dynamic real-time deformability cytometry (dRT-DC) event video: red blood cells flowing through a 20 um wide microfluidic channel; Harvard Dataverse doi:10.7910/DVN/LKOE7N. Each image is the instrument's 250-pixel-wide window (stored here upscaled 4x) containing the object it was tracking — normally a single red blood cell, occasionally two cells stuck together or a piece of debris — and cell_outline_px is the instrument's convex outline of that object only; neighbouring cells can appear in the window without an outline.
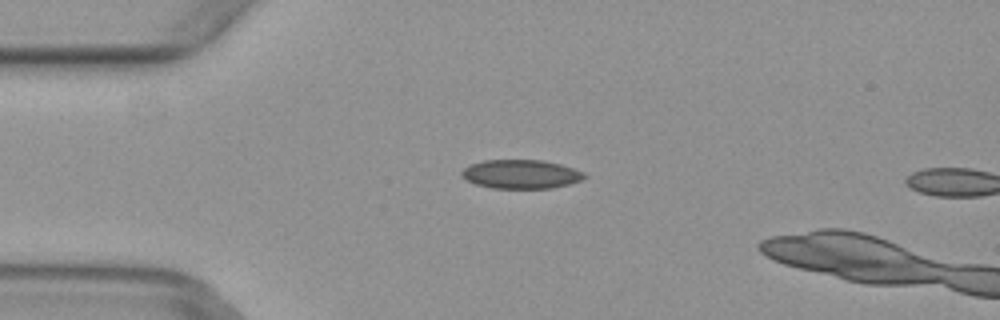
{"species": "common noctule bat (a hibernating species)", "species_latin": "Nyctalus noctula", "temperature_condition": "warm", "stored_images_in_passage": 3, "camera_frame_rate_fps": 3000, "um_per_image_px": 0.085, "animal": {"sex": "female", "body_mass_g": 29.2, "forearm_length_mm": 56.3}, "frame": {"image": 1, "passage_image": 2, "time_ms": 0.333, "image_size_px": [1000, 320], "cell_outline_px": [[588, 176], [580, 180], [568, 184], [552, 188], [492, 188], [476, 184], [460, 176], [460, 172], [468, 164], [484, 160], [544, 160], [560, 164], [584, 172]], "centroid_in_image_um": [44.26, 14.79], "position_along_channel_um": 40.7, "area_um2": 20.69}}